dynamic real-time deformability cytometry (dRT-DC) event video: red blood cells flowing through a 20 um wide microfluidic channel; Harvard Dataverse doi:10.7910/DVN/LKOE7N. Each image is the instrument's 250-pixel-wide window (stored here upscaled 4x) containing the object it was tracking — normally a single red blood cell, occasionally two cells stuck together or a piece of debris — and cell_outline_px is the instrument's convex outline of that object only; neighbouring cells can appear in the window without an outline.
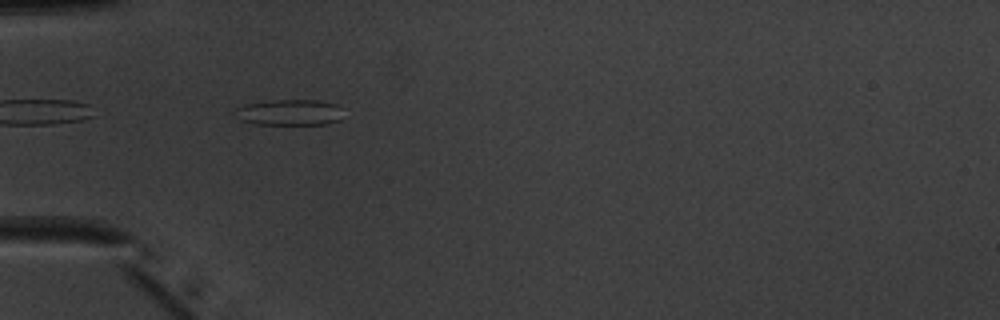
{"species": "common noctule bat (a hibernating species)", "species_latin": "Nyctalus noctula", "temperature_condition": "warm", "stored_images_in_passage": 5, "camera_frame_rate_fps": 3000, "um_per_image_px": 0.085, "animal": {"sex": "male", "body_mass_g": 20.1, "forearm_length_mm": 53.5}, "frame": {"image": 1, "passage_image": 2, "time_ms": 0.333, "image_size_px": [1000, 320], "cell_outline_px": [[340, 120], [324, 124], [256, 124], [240, 120], [232, 112], [236, 108], [248, 104], [276, 100], [316, 100], [336, 104]], "centroid_in_image_um": [24.53, 9.56], "position_along_channel_um": 60.5, "area_um2": 15.95}}
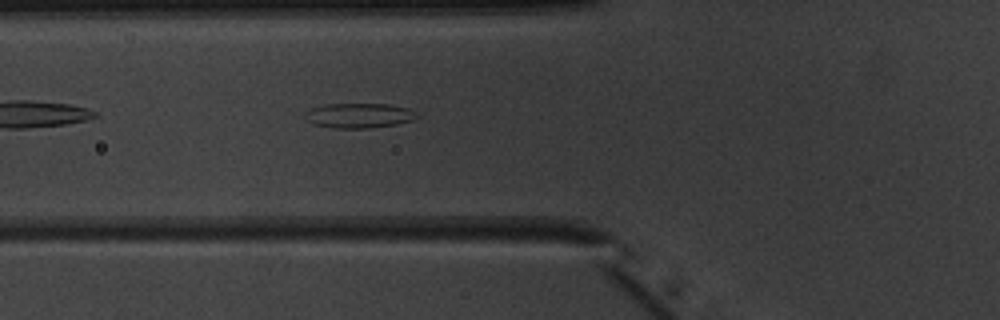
{"frame": {"image": 2, "passage_image": 5, "time_ms": 1.333, "image_size_px": [1000, 320], "cell_outline_px": [[420, 116], [416, 120], [396, 124], [372, 128], [332, 128], [312, 124], [304, 116], [312, 108], [324, 104], [388, 104], [408, 108], [416, 112]], "centroid_in_image_um": [30.57, 9.83], "position_along_channel_um": 95.2, "area_um2": 16.3}}